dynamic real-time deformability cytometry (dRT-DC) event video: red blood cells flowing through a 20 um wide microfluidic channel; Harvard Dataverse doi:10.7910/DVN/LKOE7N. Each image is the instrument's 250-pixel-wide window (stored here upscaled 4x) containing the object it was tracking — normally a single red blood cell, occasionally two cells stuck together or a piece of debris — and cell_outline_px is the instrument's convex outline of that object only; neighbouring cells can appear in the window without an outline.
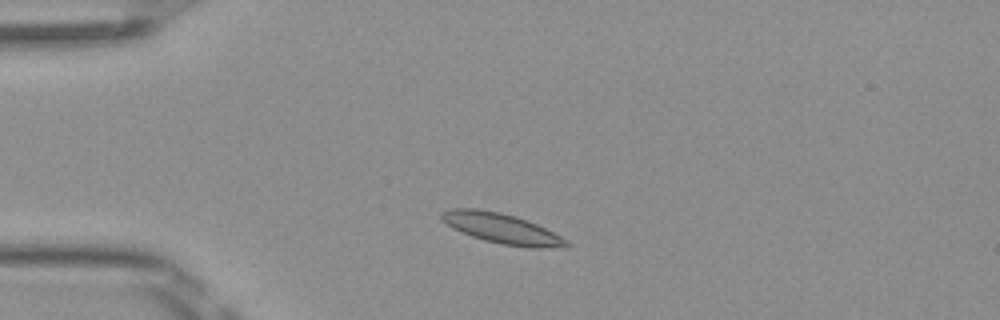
{"species": "Egyptian fruit bat (a non-hibernating species)", "species_latin": "Rousettus aegyptiacus", "temperature_condition": "room temperature", "stored_images_in_passage": 3, "camera_frame_rate_fps": 3000, "um_per_image_px": 0.085, "frame": {"image": 1, "passage_image": 2, "time_ms": 0.333, "image_size_px": [1000, 320], "cell_outline_px": [[572, 244], [568, 248], [532, 248], [500, 244], [484, 240], [472, 236], [452, 228], [440, 220], [440, 212], [452, 208], [476, 208], [500, 212], [536, 224], [568, 240]], "centroid_in_image_um": [42.64, 19.43], "position_along_channel_um": 42.4, "area_um2": 22.02}}